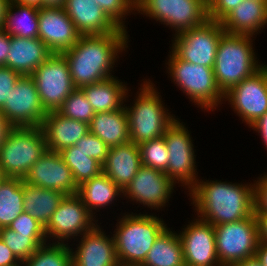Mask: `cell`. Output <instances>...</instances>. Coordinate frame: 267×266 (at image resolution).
I'll list each match as a JSON object with an SVG mask.
<instances>
[{
  "label": "cell",
  "mask_w": 267,
  "mask_h": 266,
  "mask_svg": "<svg viewBox=\"0 0 267 266\" xmlns=\"http://www.w3.org/2000/svg\"><path fill=\"white\" fill-rule=\"evenodd\" d=\"M127 37V32L81 35L72 48L63 52L75 88L114 77L110 72L118 53L128 47Z\"/></svg>",
  "instance_id": "1"
},
{
  "label": "cell",
  "mask_w": 267,
  "mask_h": 266,
  "mask_svg": "<svg viewBox=\"0 0 267 266\" xmlns=\"http://www.w3.org/2000/svg\"><path fill=\"white\" fill-rule=\"evenodd\" d=\"M199 181L188 190L200 219L216 226L236 222L255 213L253 184Z\"/></svg>",
  "instance_id": "2"
},
{
  "label": "cell",
  "mask_w": 267,
  "mask_h": 266,
  "mask_svg": "<svg viewBox=\"0 0 267 266\" xmlns=\"http://www.w3.org/2000/svg\"><path fill=\"white\" fill-rule=\"evenodd\" d=\"M113 234L120 266H140L148 251L167 228L163 219L144 214H126L119 219Z\"/></svg>",
  "instance_id": "3"
},
{
  "label": "cell",
  "mask_w": 267,
  "mask_h": 266,
  "mask_svg": "<svg viewBox=\"0 0 267 266\" xmlns=\"http://www.w3.org/2000/svg\"><path fill=\"white\" fill-rule=\"evenodd\" d=\"M251 37L253 35L225 32L220 38L213 70L217 85L224 94L262 68L256 61Z\"/></svg>",
  "instance_id": "4"
},
{
  "label": "cell",
  "mask_w": 267,
  "mask_h": 266,
  "mask_svg": "<svg viewBox=\"0 0 267 266\" xmlns=\"http://www.w3.org/2000/svg\"><path fill=\"white\" fill-rule=\"evenodd\" d=\"M142 84L134 106H124L128 116L129 138L136 145L164 136L167 127L175 120L165 108L154 83L146 80Z\"/></svg>",
  "instance_id": "5"
},
{
  "label": "cell",
  "mask_w": 267,
  "mask_h": 266,
  "mask_svg": "<svg viewBox=\"0 0 267 266\" xmlns=\"http://www.w3.org/2000/svg\"><path fill=\"white\" fill-rule=\"evenodd\" d=\"M47 150L40 126L14 127L0 148V173L23 179Z\"/></svg>",
  "instance_id": "6"
},
{
  "label": "cell",
  "mask_w": 267,
  "mask_h": 266,
  "mask_svg": "<svg viewBox=\"0 0 267 266\" xmlns=\"http://www.w3.org/2000/svg\"><path fill=\"white\" fill-rule=\"evenodd\" d=\"M171 52L168 73L175 84L195 105L207 111L216 109L221 99L224 100V93L217 85L213 68L184 61Z\"/></svg>",
  "instance_id": "7"
},
{
  "label": "cell",
  "mask_w": 267,
  "mask_h": 266,
  "mask_svg": "<svg viewBox=\"0 0 267 266\" xmlns=\"http://www.w3.org/2000/svg\"><path fill=\"white\" fill-rule=\"evenodd\" d=\"M216 249L221 266L255 257L259 243L255 213L245 219L214 226Z\"/></svg>",
  "instance_id": "8"
},
{
  "label": "cell",
  "mask_w": 267,
  "mask_h": 266,
  "mask_svg": "<svg viewBox=\"0 0 267 266\" xmlns=\"http://www.w3.org/2000/svg\"><path fill=\"white\" fill-rule=\"evenodd\" d=\"M136 10L173 28L175 34L198 27L209 19L205 0H138Z\"/></svg>",
  "instance_id": "9"
},
{
  "label": "cell",
  "mask_w": 267,
  "mask_h": 266,
  "mask_svg": "<svg viewBox=\"0 0 267 266\" xmlns=\"http://www.w3.org/2000/svg\"><path fill=\"white\" fill-rule=\"evenodd\" d=\"M224 33L219 21L208 19L198 27L175 34L172 51L184 61L213 68L217 46Z\"/></svg>",
  "instance_id": "10"
},
{
  "label": "cell",
  "mask_w": 267,
  "mask_h": 266,
  "mask_svg": "<svg viewBox=\"0 0 267 266\" xmlns=\"http://www.w3.org/2000/svg\"><path fill=\"white\" fill-rule=\"evenodd\" d=\"M30 76L47 112L58 111L64 100L76 89L63 54L53 53Z\"/></svg>",
  "instance_id": "11"
},
{
  "label": "cell",
  "mask_w": 267,
  "mask_h": 266,
  "mask_svg": "<svg viewBox=\"0 0 267 266\" xmlns=\"http://www.w3.org/2000/svg\"><path fill=\"white\" fill-rule=\"evenodd\" d=\"M176 118L164 133L169 152L166 175L176 184L181 183L192 188L199 179L196 174L194 146L188 129ZM180 181V182H179Z\"/></svg>",
  "instance_id": "12"
},
{
  "label": "cell",
  "mask_w": 267,
  "mask_h": 266,
  "mask_svg": "<svg viewBox=\"0 0 267 266\" xmlns=\"http://www.w3.org/2000/svg\"><path fill=\"white\" fill-rule=\"evenodd\" d=\"M1 112L13 127L41 126L47 111L30 75L20 76Z\"/></svg>",
  "instance_id": "13"
},
{
  "label": "cell",
  "mask_w": 267,
  "mask_h": 266,
  "mask_svg": "<svg viewBox=\"0 0 267 266\" xmlns=\"http://www.w3.org/2000/svg\"><path fill=\"white\" fill-rule=\"evenodd\" d=\"M93 216L77 194L66 195L45 226L47 240L52 237L58 240L55 243L64 244L71 237L82 236L96 226Z\"/></svg>",
  "instance_id": "14"
},
{
  "label": "cell",
  "mask_w": 267,
  "mask_h": 266,
  "mask_svg": "<svg viewBox=\"0 0 267 266\" xmlns=\"http://www.w3.org/2000/svg\"><path fill=\"white\" fill-rule=\"evenodd\" d=\"M235 113L251 126L267 112V74L260 68L225 94Z\"/></svg>",
  "instance_id": "15"
},
{
  "label": "cell",
  "mask_w": 267,
  "mask_h": 266,
  "mask_svg": "<svg viewBox=\"0 0 267 266\" xmlns=\"http://www.w3.org/2000/svg\"><path fill=\"white\" fill-rule=\"evenodd\" d=\"M175 183L165 172L141 165L123 190V196L152 209H161L169 201Z\"/></svg>",
  "instance_id": "16"
},
{
  "label": "cell",
  "mask_w": 267,
  "mask_h": 266,
  "mask_svg": "<svg viewBox=\"0 0 267 266\" xmlns=\"http://www.w3.org/2000/svg\"><path fill=\"white\" fill-rule=\"evenodd\" d=\"M38 24V38L52 53L69 50L81 36L63 7L39 8Z\"/></svg>",
  "instance_id": "17"
},
{
  "label": "cell",
  "mask_w": 267,
  "mask_h": 266,
  "mask_svg": "<svg viewBox=\"0 0 267 266\" xmlns=\"http://www.w3.org/2000/svg\"><path fill=\"white\" fill-rule=\"evenodd\" d=\"M195 220L179 233L185 265L221 266L217 255L214 226L200 218Z\"/></svg>",
  "instance_id": "18"
},
{
  "label": "cell",
  "mask_w": 267,
  "mask_h": 266,
  "mask_svg": "<svg viewBox=\"0 0 267 266\" xmlns=\"http://www.w3.org/2000/svg\"><path fill=\"white\" fill-rule=\"evenodd\" d=\"M23 181L40 188L58 190L65 195H74L78 191L72 171L61 154L49 150L32 165Z\"/></svg>",
  "instance_id": "19"
},
{
  "label": "cell",
  "mask_w": 267,
  "mask_h": 266,
  "mask_svg": "<svg viewBox=\"0 0 267 266\" xmlns=\"http://www.w3.org/2000/svg\"><path fill=\"white\" fill-rule=\"evenodd\" d=\"M80 237L77 250L71 249L72 266H120L114 238L106 236L97 224Z\"/></svg>",
  "instance_id": "20"
},
{
  "label": "cell",
  "mask_w": 267,
  "mask_h": 266,
  "mask_svg": "<svg viewBox=\"0 0 267 266\" xmlns=\"http://www.w3.org/2000/svg\"><path fill=\"white\" fill-rule=\"evenodd\" d=\"M63 8L81 35L126 32L94 0H65Z\"/></svg>",
  "instance_id": "21"
},
{
  "label": "cell",
  "mask_w": 267,
  "mask_h": 266,
  "mask_svg": "<svg viewBox=\"0 0 267 266\" xmlns=\"http://www.w3.org/2000/svg\"><path fill=\"white\" fill-rule=\"evenodd\" d=\"M40 127L47 149L53 152L74 146L89 133L88 123L67 118L58 111L47 112Z\"/></svg>",
  "instance_id": "22"
},
{
  "label": "cell",
  "mask_w": 267,
  "mask_h": 266,
  "mask_svg": "<svg viewBox=\"0 0 267 266\" xmlns=\"http://www.w3.org/2000/svg\"><path fill=\"white\" fill-rule=\"evenodd\" d=\"M52 54L39 38L10 36V48L4 66L21 76L31 75Z\"/></svg>",
  "instance_id": "23"
},
{
  "label": "cell",
  "mask_w": 267,
  "mask_h": 266,
  "mask_svg": "<svg viewBox=\"0 0 267 266\" xmlns=\"http://www.w3.org/2000/svg\"><path fill=\"white\" fill-rule=\"evenodd\" d=\"M141 165L139 147L130 141L109 148L107 158L102 164V172L123 191Z\"/></svg>",
  "instance_id": "24"
},
{
  "label": "cell",
  "mask_w": 267,
  "mask_h": 266,
  "mask_svg": "<svg viewBox=\"0 0 267 266\" xmlns=\"http://www.w3.org/2000/svg\"><path fill=\"white\" fill-rule=\"evenodd\" d=\"M220 23L226 33L256 35L267 25V1L243 0Z\"/></svg>",
  "instance_id": "25"
},
{
  "label": "cell",
  "mask_w": 267,
  "mask_h": 266,
  "mask_svg": "<svg viewBox=\"0 0 267 266\" xmlns=\"http://www.w3.org/2000/svg\"><path fill=\"white\" fill-rule=\"evenodd\" d=\"M89 132L99 137L109 148L130 142L125 108L95 113L89 123Z\"/></svg>",
  "instance_id": "26"
},
{
  "label": "cell",
  "mask_w": 267,
  "mask_h": 266,
  "mask_svg": "<svg viewBox=\"0 0 267 266\" xmlns=\"http://www.w3.org/2000/svg\"><path fill=\"white\" fill-rule=\"evenodd\" d=\"M92 105L95 113L122 109L124 99L128 97V88L120 80L110 77L103 81L80 88Z\"/></svg>",
  "instance_id": "27"
},
{
  "label": "cell",
  "mask_w": 267,
  "mask_h": 266,
  "mask_svg": "<svg viewBox=\"0 0 267 266\" xmlns=\"http://www.w3.org/2000/svg\"><path fill=\"white\" fill-rule=\"evenodd\" d=\"M23 195L24 212L29 213L44 226L48 224L52 214L66 196L58 190L40 188L24 181Z\"/></svg>",
  "instance_id": "28"
},
{
  "label": "cell",
  "mask_w": 267,
  "mask_h": 266,
  "mask_svg": "<svg viewBox=\"0 0 267 266\" xmlns=\"http://www.w3.org/2000/svg\"><path fill=\"white\" fill-rule=\"evenodd\" d=\"M140 266H185L179 234L166 228L158 236Z\"/></svg>",
  "instance_id": "29"
},
{
  "label": "cell",
  "mask_w": 267,
  "mask_h": 266,
  "mask_svg": "<svg viewBox=\"0 0 267 266\" xmlns=\"http://www.w3.org/2000/svg\"><path fill=\"white\" fill-rule=\"evenodd\" d=\"M121 193L122 189L103 172L82 183L77 191V195L92 215H95L94 209L109 206Z\"/></svg>",
  "instance_id": "30"
},
{
  "label": "cell",
  "mask_w": 267,
  "mask_h": 266,
  "mask_svg": "<svg viewBox=\"0 0 267 266\" xmlns=\"http://www.w3.org/2000/svg\"><path fill=\"white\" fill-rule=\"evenodd\" d=\"M38 13V7L10 2L3 31L10 36L38 38Z\"/></svg>",
  "instance_id": "31"
},
{
  "label": "cell",
  "mask_w": 267,
  "mask_h": 266,
  "mask_svg": "<svg viewBox=\"0 0 267 266\" xmlns=\"http://www.w3.org/2000/svg\"><path fill=\"white\" fill-rule=\"evenodd\" d=\"M23 179L6 178L0 185V229L24 212Z\"/></svg>",
  "instance_id": "32"
},
{
  "label": "cell",
  "mask_w": 267,
  "mask_h": 266,
  "mask_svg": "<svg viewBox=\"0 0 267 266\" xmlns=\"http://www.w3.org/2000/svg\"><path fill=\"white\" fill-rule=\"evenodd\" d=\"M65 164L71 169L77 186L98 176L102 172V164L95 158L86 156L76 146L65 148L59 152Z\"/></svg>",
  "instance_id": "33"
},
{
  "label": "cell",
  "mask_w": 267,
  "mask_h": 266,
  "mask_svg": "<svg viewBox=\"0 0 267 266\" xmlns=\"http://www.w3.org/2000/svg\"><path fill=\"white\" fill-rule=\"evenodd\" d=\"M0 238L21 263L47 242L46 235H23L8 227L0 229Z\"/></svg>",
  "instance_id": "34"
},
{
  "label": "cell",
  "mask_w": 267,
  "mask_h": 266,
  "mask_svg": "<svg viewBox=\"0 0 267 266\" xmlns=\"http://www.w3.org/2000/svg\"><path fill=\"white\" fill-rule=\"evenodd\" d=\"M66 244L48 243L49 246H40L23 262V266H72L71 248Z\"/></svg>",
  "instance_id": "35"
},
{
  "label": "cell",
  "mask_w": 267,
  "mask_h": 266,
  "mask_svg": "<svg viewBox=\"0 0 267 266\" xmlns=\"http://www.w3.org/2000/svg\"><path fill=\"white\" fill-rule=\"evenodd\" d=\"M141 164L165 172L169 162V152L164 136L138 145Z\"/></svg>",
  "instance_id": "36"
},
{
  "label": "cell",
  "mask_w": 267,
  "mask_h": 266,
  "mask_svg": "<svg viewBox=\"0 0 267 266\" xmlns=\"http://www.w3.org/2000/svg\"><path fill=\"white\" fill-rule=\"evenodd\" d=\"M58 112L67 118L90 123L95 115L92 105L86 99L83 91L76 88L63 102Z\"/></svg>",
  "instance_id": "37"
},
{
  "label": "cell",
  "mask_w": 267,
  "mask_h": 266,
  "mask_svg": "<svg viewBox=\"0 0 267 266\" xmlns=\"http://www.w3.org/2000/svg\"><path fill=\"white\" fill-rule=\"evenodd\" d=\"M104 12L120 27L126 29L123 18L136 9L134 0H94ZM131 11V12H130Z\"/></svg>",
  "instance_id": "38"
},
{
  "label": "cell",
  "mask_w": 267,
  "mask_h": 266,
  "mask_svg": "<svg viewBox=\"0 0 267 266\" xmlns=\"http://www.w3.org/2000/svg\"><path fill=\"white\" fill-rule=\"evenodd\" d=\"M74 146L86 153V156L95 158L101 164L105 162L109 151V147L99 137L90 132L76 142Z\"/></svg>",
  "instance_id": "39"
},
{
  "label": "cell",
  "mask_w": 267,
  "mask_h": 266,
  "mask_svg": "<svg viewBox=\"0 0 267 266\" xmlns=\"http://www.w3.org/2000/svg\"><path fill=\"white\" fill-rule=\"evenodd\" d=\"M8 228L23 235H46L45 226L26 212L20 213Z\"/></svg>",
  "instance_id": "40"
},
{
  "label": "cell",
  "mask_w": 267,
  "mask_h": 266,
  "mask_svg": "<svg viewBox=\"0 0 267 266\" xmlns=\"http://www.w3.org/2000/svg\"><path fill=\"white\" fill-rule=\"evenodd\" d=\"M21 75L4 65L0 66V110L8 100L11 90Z\"/></svg>",
  "instance_id": "41"
},
{
  "label": "cell",
  "mask_w": 267,
  "mask_h": 266,
  "mask_svg": "<svg viewBox=\"0 0 267 266\" xmlns=\"http://www.w3.org/2000/svg\"><path fill=\"white\" fill-rule=\"evenodd\" d=\"M243 0H210L208 17L210 20L221 21L228 13L236 8Z\"/></svg>",
  "instance_id": "42"
},
{
  "label": "cell",
  "mask_w": 267,
  "mask_h": 266,
  "mask_svg": "<svg viewBox=\"0 0 267 266\" xmlns=\"http://www.w3.org/2000/svg\"><path fill=\"white\" fill-rule=\"evenodd\" d=\"M255 183L253 184L254 212L255 214H267V174L260 177Z\"/></svg>",
  "instance_id": "43"
},
{
  "label": "cell",
  "mask_w": 267,
  "mask_h": 266,
  "mask_svg": "<svg viewBox=\"0 0 267 266\" xmlns=\"http://www.w3.org/2000/svg\"><path fill=\"white\" fill-rule=\"evenodd\" d=\"M21 262L0 238V266H17Z\"/></svg>",
  "instance_id": "44"
},
{
  "label": "cell",
  "mask_w": 267,
  "mask_h": 266,
  "mask_svg": "<svg viewBox=\"0 0 267 266\" xmlns=\"http://www.w3.org/2000/svg\"><path fill=\"white\" fill-rule=\"evenodd\" d=\"M10 48V35L0 30V66L6 64V59Z\"/></svg>",
  "instance_id": "45"
},
{
  "label": "cell",
  "mask_w": 267,
  "mask_h": 266,
  "mask_svg": "<svg viewBox=\"0 0 267 266\" xmlns=\"http://www.w3.org/2000/svg\"><path fill=\"white\" fill-rule=\"evenodd\" d=\"M250 128L254 129L264 141V145L267 148V112L261 116L257 121H255Z\"/></svg>",
  "instance_id": "46"
},
{
  "label": "cell",
  "mask_w": 267,
  "mask_h": 266,
  "mask_svg": "<svg viewBox=\"0 0 267 266\" xmlns=\"http://www.w3.org/2000/svg\"><path fill=\"white\" fill-rule=\"evenodd\" d=\"M258 221L259 242L267 244V214H255Z\"/></svg>",
  "instance_id": "47"
},
{
  "label": "cell",
  "mask_w": 267,
  "mask_h": 266,
  "mask_svg": "<svg viewBox=\"0 0 267 266\" xmlns=\"http://www.w3.org/2000/svg\"><path fill=\"white\" fill-rule=\"evenodd\" d=\"M13 128L14 127L8 122L7 118L0 110V148Z\"/></svg>",
  "instance_id": "48"
},
{
  "label": "cell",
  "mask_w": 267,
  "mask_h": 266,
  "mask_svg": "<svg viewBox=\"0 0 267 266\" xmlns=\"http://www.w3.org/2000/svg\"><path fill=\"white\" fill-rule=\"evenodd\" d=\"M255 257L263 266H267V244L260 242L258 243Z\"/></svg>",
  "instance_id": "49"
},
{
  "label": "cell",
  "mask_w": 267,
  "mask_h": 266,
  "mask_svg": "<svg viewBox=\"0 0 267 266\" xmlns=\"http://www.w3.org/2000/svg\"><path fill=\"white\" fill-rule=\"evenodd\" d=\"M10 2L11 0H0V30H3L5 25V18Z\"/></svg>",
  "instance_id": "50"
},
{
  "label": "cell",
  "mask_w": 267,
  "mask_h": 266,
  "mask_svg": "<svg viewBox=\"0 0 267 266\" xmlns=\"http://www.w3.org/2000/svg\"><path fill=\"white\" fill-rule=\"evenodd\" d=\"M232 266H263V265L260 263V261L256 257H253V258L235 263Z\"/></svg>",
  "instance_id": "51"
},
{
  "label": "cell",
  "mask_w": 267,
  "mask_h": 266,
  "mask_svg": "<svg viewBox=\"0 0 267 266\" xmlns=\"http://www.w3.org/2000/svg\"><path fill=\"white\" fill-rule=\"evenodd\" d=\"M65 0H41V7H63Z\"/></svg>",
  "instance_id": "52"
},
{
  "label": "cell",
  "mask_w": 267,
  "mask_h": 266,
  "mask_svg": "<svg viewBox=\"0 0 267 266\" xmlns=\"http://www.w3.org/2000/svg\"><path fill=\"white\" fill-rule=\"evenodd\" d=\"M11 2L21 5H32L41 8V0H11Z\"/></svg>",
  "instance_id": "53"
},
{
  "label": "cell",
  "mask_w": 267,
  "mask_h": 266,
  "mask_svg": "<svg viewBox=\"0 0 267 266\" xmlns=\"http://www.w3.org/2000/svg\"><path fill=\"white\" fill-rule=\"evenodd\" d=\"M5 179H6V177L3 176V175L0 173V185H1V183H2Z\"/></svg>",
  "instance_id": "54"
},
{
  "label": "cell",
  "mask_w": 267,
  "mask_h": 266,
  "mask_svg": "<svg viewBox=\"0 0 267 266\" xmlns=\"http://www.w3.org/2000/svg\"><path fill=\"white\" fill-rule=\"evenodd\" d=\"M262 68L264 69V71L266 72V74H267V65H262Z\"/></svg>",
  "instance_id": "55"
}]
</instances>
